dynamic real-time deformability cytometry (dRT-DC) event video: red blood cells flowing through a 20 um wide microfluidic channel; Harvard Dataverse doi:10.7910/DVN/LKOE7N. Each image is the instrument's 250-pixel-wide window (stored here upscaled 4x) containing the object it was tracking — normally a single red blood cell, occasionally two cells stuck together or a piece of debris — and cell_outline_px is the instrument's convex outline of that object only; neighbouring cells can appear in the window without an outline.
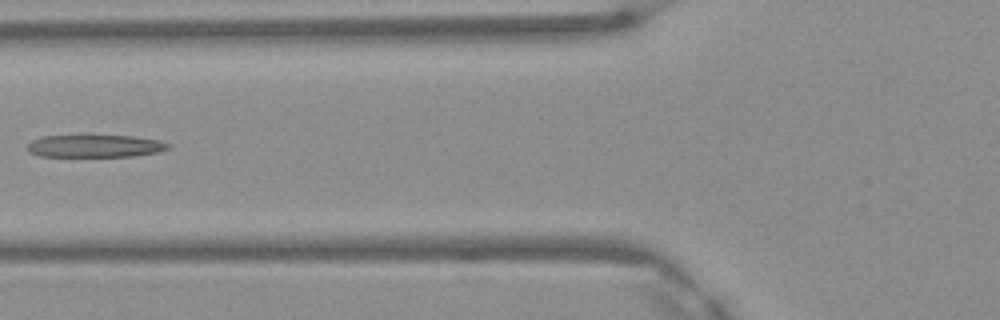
{"species": "Egyptian fruit bat (a non-hibernating species)", "species_latin": "Rousettus aegyptiacus", "temperature_condition": "warm", "stored_images_in_passage": 7, "camera_frame_rate_fps": 3000, "um_per_image_px": 0.085, "frame": {"image": 1, "passage_image": 6, "time_ms": 1.667, "image_size_px": [1000, 320], "cell_outline_px": [[172, 144], [168, 148], [156, 152], [132, 156], [40, 156], [28, 152], [28, 144], [32, 140], [40, 136], [132, 136], [160, 140]], "centroid_in_image_um": [8.07, 12.41], "position_along_channel_um": 117.7, "area_um2": 18.26}}
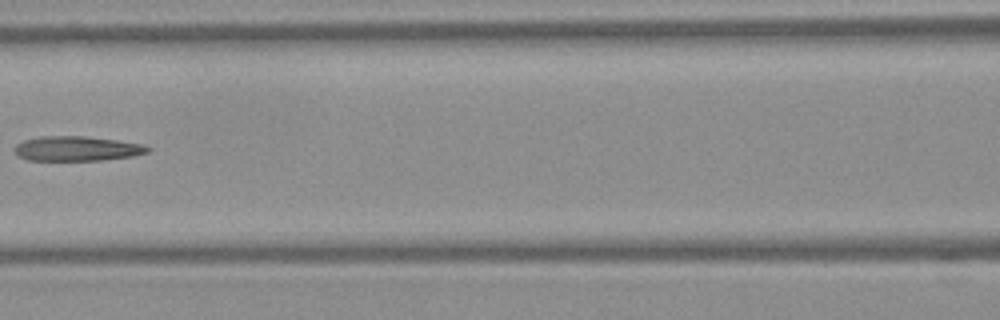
{"frame": {"image": 2, "passage_image": 7, "time_ms": 2.0, "image_size_px": [1000, 320], "cell_outline_px": [[152, 148], [148, 152], [132, 156], [104, 160], [28, 160], [20, 156], [16, 152], [16, 144], [24, 140], [40, 136], [84, 136], [116, 140], [144, 144]], "centroid_in_image_um": [6.58, 12.62], "position_along_channel_um": 160.0, "area_um2": 19.07}}